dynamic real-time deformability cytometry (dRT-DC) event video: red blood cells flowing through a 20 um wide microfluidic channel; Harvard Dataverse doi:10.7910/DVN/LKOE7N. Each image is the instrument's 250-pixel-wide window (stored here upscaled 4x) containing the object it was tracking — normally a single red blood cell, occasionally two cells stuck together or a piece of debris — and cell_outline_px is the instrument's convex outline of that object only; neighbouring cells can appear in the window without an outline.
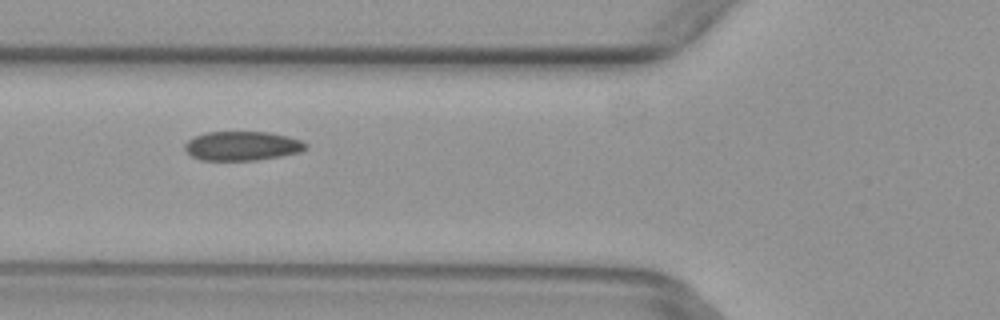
{"species": "common noctule bat (a hibernating species)", "species_latin": "Nyctalus noctula", "temperature_condition": "warm", "stored_images_in_passage": 6, "camera_frame_rate_fps": 3000, "um_per_image_px": 0.085, "animal": {"sex": "female", "body_mass_g": 29.2, "forearm_length_mm": 56.3}, "frame": {"image": 1, "passage_image": 5, "time_ms": 1.333, "image_size_px": [1000, 320], "cell_outline_px": [[308, 144], [300, 152], [280, 156], [256, 160], [200, 160], [192, 156], [184, 148], [184, 144], [188, 140], [204, 132], [268, 132], [288, 136], [300, 140]], "centroid_in_image_um": [20.56, 12.4], "position_along_channel_um": 105.2, "area_um2": 20.46}}